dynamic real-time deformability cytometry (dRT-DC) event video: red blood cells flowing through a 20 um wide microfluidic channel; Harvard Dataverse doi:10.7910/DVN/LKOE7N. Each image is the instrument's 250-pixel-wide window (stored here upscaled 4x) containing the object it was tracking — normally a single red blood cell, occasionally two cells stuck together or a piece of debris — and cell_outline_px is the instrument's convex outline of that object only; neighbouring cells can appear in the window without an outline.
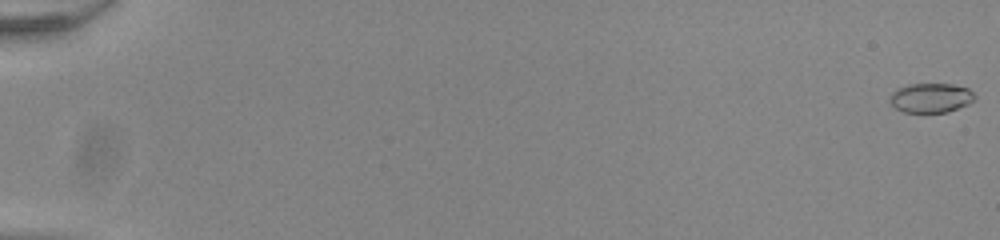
{"species": "common noctule bat (a hibernating species)", "species_latin": "Nyctalus noctula", "temperature_condition": "room temperature", "stored_images_in_passage": 44, "segment_of_instrument_passage": [1, 2], "camera_frame_rate_fps": 3000, "um_per_image_px": 0.085, "animal": {"sex": "male", "body_mass_g": 20.0, "forearm_length_mm": 53.3}, "frame": {"image": 1, "passage_image": 1, "time_ms": 0.0, "image_size_px": [1000, 240], "cell_outline_px": [[976, 96], [968, 104], [948, 112], [904, 112], [896, 108], [892, 104], [892, 92], [908, 84], [952, 84], [968, 88]], "centroid_in_image_um": [79.16, 8.31], "position_along_channel_um": 5.8, "area_um2": 14.28}}